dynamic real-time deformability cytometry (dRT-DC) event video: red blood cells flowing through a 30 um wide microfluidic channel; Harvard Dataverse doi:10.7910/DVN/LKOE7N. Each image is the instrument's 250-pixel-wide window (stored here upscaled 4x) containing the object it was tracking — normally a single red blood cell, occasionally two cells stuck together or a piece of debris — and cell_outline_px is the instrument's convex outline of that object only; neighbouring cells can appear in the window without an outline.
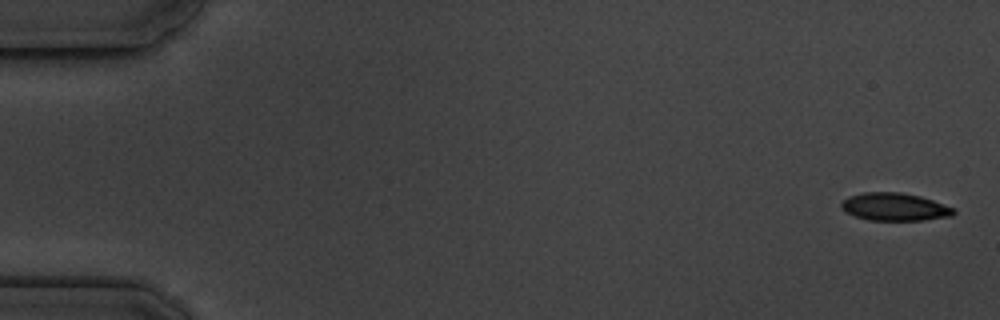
{"species": "common noctule bat (a hibernating species)", "species_latin": "Nyctalus noctula", "temperature_condition": "cold", "stored_images_in_passage": 6, "camera_frame_rate_fps": 3000, "um_per_image_px": 0.085, "animal": {"sex": "male", "body_mass_g": 19.5, "forearm_length_mm": 54.6}, "frame": {"image": 1, "passage_image": 1, "time_ms": 0.0, "image_size_px": [1000, 320], "cell_outline_px": [[956, 212], [952, 216], [924, 220], [868, 220], [844, 212], [840, 208], [840, 204], [848, 196], [864, 192], [900, 192], [920, 196], [956, 208]], "centroid_in_image_um": [76.04, 17.58], "position_along_channel_um": 9.0, "area_um2": 18.32}}
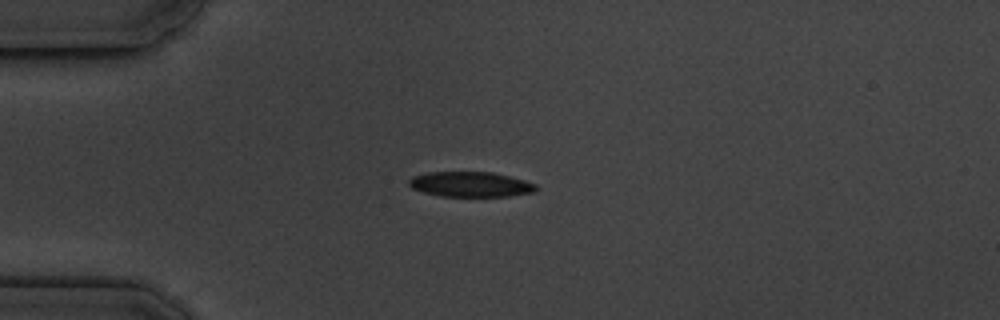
{"frame": {"image": 2, "passage_image": 4, "time_ms": 4.333, "image_size_px": [1000, 320], "cell_outline_px": [[536, 192], [508, 196], [440, 196], [424, 192], [412, 188], [408, 184], [408, 180], [412, 176], [428, 172], [492, 172], [524, 180], [536, 184]], "centroid_in_image_um": [39.98, 15.66], "position_along_channel_um": 45.0, "area_um2": 18.55}}